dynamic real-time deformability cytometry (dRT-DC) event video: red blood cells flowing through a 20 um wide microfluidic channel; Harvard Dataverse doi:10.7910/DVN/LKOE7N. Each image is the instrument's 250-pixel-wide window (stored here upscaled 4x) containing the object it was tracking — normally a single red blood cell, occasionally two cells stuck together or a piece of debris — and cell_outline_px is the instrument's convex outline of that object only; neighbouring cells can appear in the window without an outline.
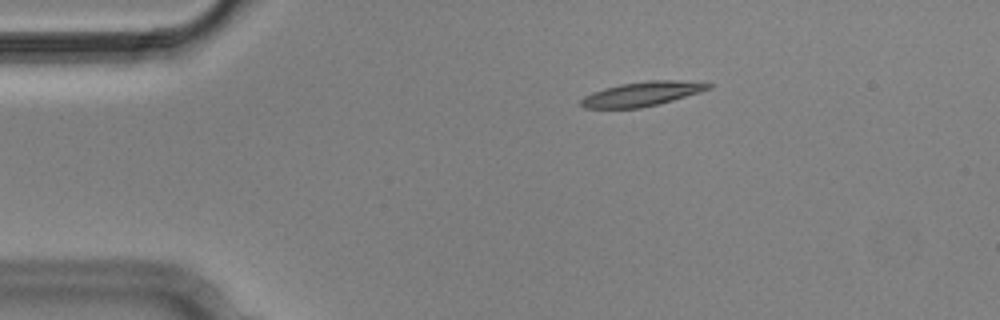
{"species": "Egyptian fruit bat (a non-hibernating species)", "species_latin": "Rousettus aegyptiacus", "temperature_condition": "cold", "stored_images_in_passage": 8, "camera_frame_rate_fps": 3000, "um_per_image_px": 0.085, "animal": {"sex": "male"}, "frame": {"image": 1, "passage_image": 3, "time_ms": 0.667, "image_size_px": [1000, 320], "cell_outline_px": [[712, 88], [700, 92], [672, 100], [640, 108], [584, 108], [580, 104], [580, 100], [584, 96], [592, 92], [604, 88], [620, 84], [648, 80], [676, 80], [712, 84]], "centroid_in_image_um": [54.53, 7.98], "position_along_channel_um": 30.5, "area_um2": 17.92}}
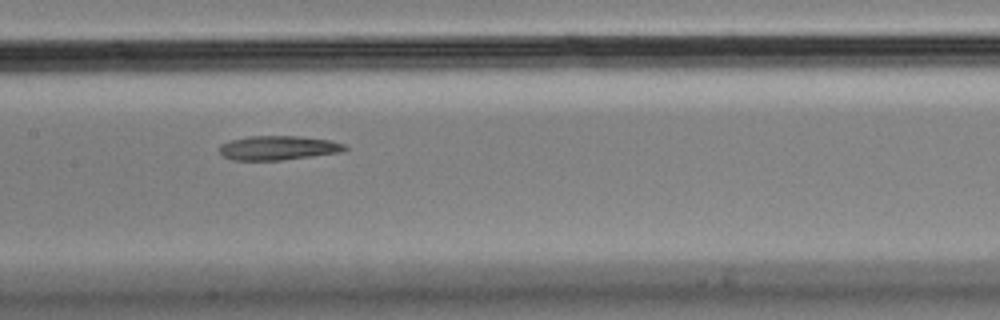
{"frame": {"image": 2, "passage_image": 8, "time_ms": 2.333, "image_size_px": [1000, 320], "cell_outline_px": [[348, 148], [340, 152], [280, 160], [232, 160], [224, 156], [220, 152], [220, 144], [232, 140], [248, 136], [300, 136], [332, 140], [344, 144]], "centroid_in_image_um": [23.65, 12.56], "position_along_channel_um": 183.8, "area_um2": 17.57}}